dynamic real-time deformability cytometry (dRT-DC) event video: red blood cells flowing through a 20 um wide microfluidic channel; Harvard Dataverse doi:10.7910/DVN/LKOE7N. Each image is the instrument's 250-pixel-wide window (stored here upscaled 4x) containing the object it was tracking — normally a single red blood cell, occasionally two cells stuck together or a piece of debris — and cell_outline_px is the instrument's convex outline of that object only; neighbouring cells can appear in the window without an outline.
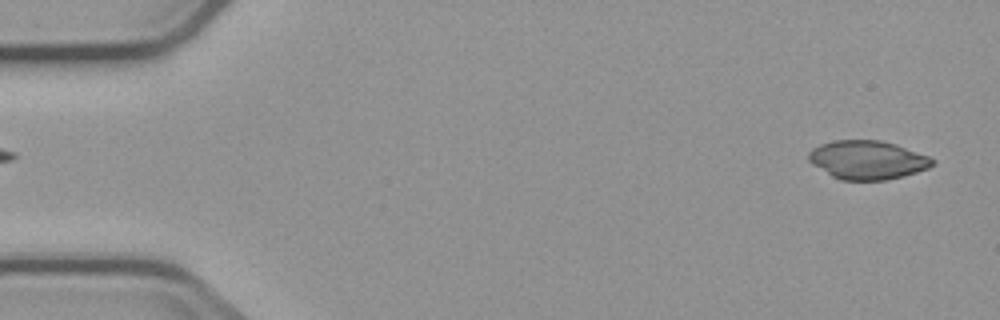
{"species": "common noctule bat (a hibernating species)", "species_latin": "Nyctalus noctula", "temperature_condition": "cold", "stored_images_in_passage": 5, "segment_of_instrument_passage": [2, 2], "camera_frame_rate_fps": 3000, "um_per_image_px": 0.085, "animal": {"sex": "male", "body_mass_g": 23.1, "forearm_length_mm": 52.7}, "frame": {"image": 1, "passage_image": 5, "time_ms": 5.667, "image_size_px": [1000, 320], "cell_outline_px": [[936, 164], [928, 168], [904, 176], [888, 180], [840, 180], [832, 176], [812, 164], [808, 160], [808, 152], [812, 148], [820, 144], [836, 140], [880, 140], [896, 144], [928, 156], [936, 160]], "centroid_in_image_um": [73.74, 13.59], "position_along_channel_um": 11.3, "area_um2": 28.03}}